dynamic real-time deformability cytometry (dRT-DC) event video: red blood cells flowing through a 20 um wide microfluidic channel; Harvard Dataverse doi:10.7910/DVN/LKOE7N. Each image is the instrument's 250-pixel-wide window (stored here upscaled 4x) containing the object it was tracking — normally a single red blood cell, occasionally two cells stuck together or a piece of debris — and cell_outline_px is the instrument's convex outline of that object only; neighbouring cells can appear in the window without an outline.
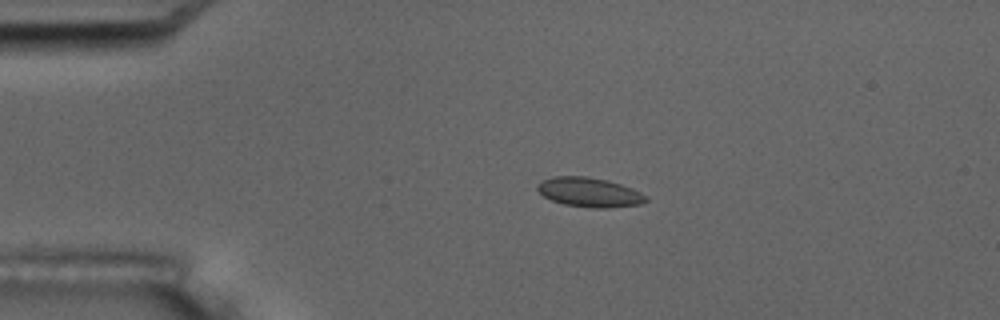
{"species": "common noctule bat (a hibernating species)", "species_latin": "Nyctalus noctula", "temperature_condition": "room temperature", "stored_images_in_passage": 7, "camera_frame_rate_fps": 3000, "um_per_image_px": 0.085, "animal": {"sex": "male", "body_mass_g": 17.5, "forearm_length_mm": 52.3}, "frame": {"image": 1, "passage_image": 3, "time_ms": 2.333, "image_size_px": [1000, 320], "cell_outline_px": [[648, 200], [640, 204], [608, 208], [592, 208], [564, 204], [552, 200], [544, 196], [536, 188], [536, 184], [540, 180], [552, 176], [588, 176], [608, 180], [632, 188], [648, 196]], "centroid_in_image_um": [50.08, 16.33], "position_along_channel_um": 34.9, "area_um2": 18.79}}